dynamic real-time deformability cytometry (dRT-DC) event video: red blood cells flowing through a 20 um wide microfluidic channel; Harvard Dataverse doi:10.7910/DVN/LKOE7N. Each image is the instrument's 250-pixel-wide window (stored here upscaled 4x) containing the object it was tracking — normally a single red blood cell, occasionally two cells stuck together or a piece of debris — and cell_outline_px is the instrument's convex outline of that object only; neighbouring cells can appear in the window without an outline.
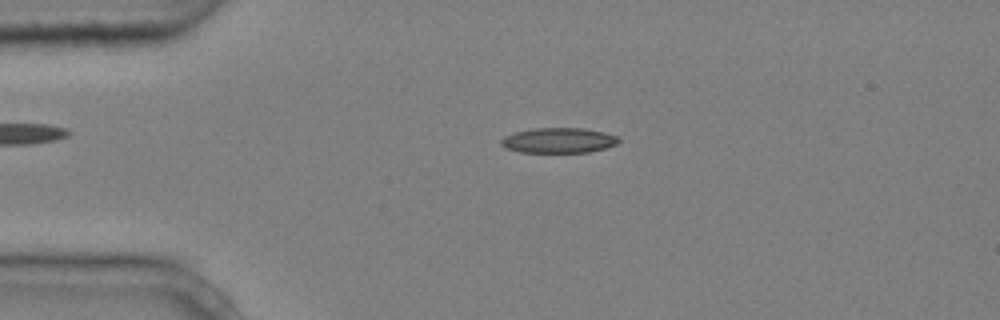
{"species": "common noctule bat (a hibernating species)", "species_latin": "Nyctalus noctula", "temperature_condition": "cold", "stored_images_in_passage": 3, "camera_frame_rate_fps": 3000, "um_per_image_px": 0.085, "animal": {"sex": "male", "body_mass_g": 20.4}, "frame": {"image": 1, "passage_image": 2, "time_ms": 0.333, "image_size_px": [1000, 320], "cell_outline_px": [[620, 140], [616, 144], [604, 148], [588, 152], [520, 152], [508, 148], [500, 144], [500, 140], [504, 136], [516, 132], [536, 128], [584, 128], [604, 132], [616, 136]], "centroid_in_image_um": [47.48, 11.93], "position_along_channel_um": 37.5, "area_um2": 17.05}}